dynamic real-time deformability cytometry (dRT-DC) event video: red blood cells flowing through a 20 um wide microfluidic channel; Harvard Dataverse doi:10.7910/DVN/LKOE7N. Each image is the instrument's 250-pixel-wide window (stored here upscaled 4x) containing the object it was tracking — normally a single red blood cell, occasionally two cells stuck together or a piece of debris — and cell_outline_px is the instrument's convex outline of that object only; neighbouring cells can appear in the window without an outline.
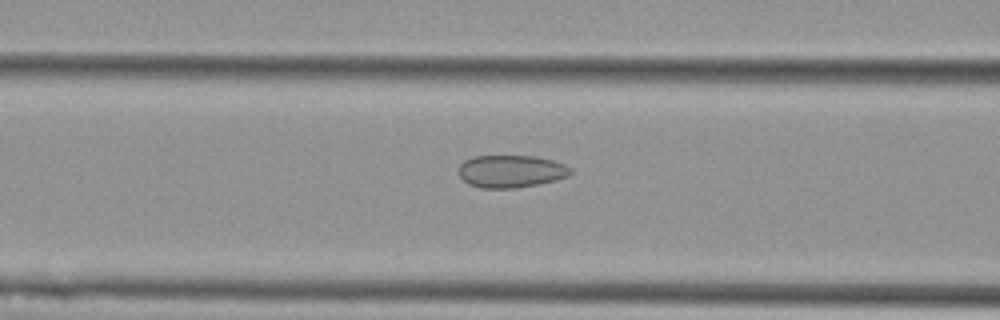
{"species": "Egyptian fruit bat (a non-hibernating species)", "species_latin": "Rousettus aegyptiacus", "temperature_condition": "cold", "stored_images_in_passage": 53, "camera_frame_rate_fps": 3000, "um_per_image_px": 0.085, "animal": {"sex": "female"}, "frame": {"image": 1, "passage_image": 22, "time_ms": 7.0, "image_size_px": [1000, 320], "cell_outline_px": [[576, 172], [568, 176], [556, 180], [516, 188], [480, 188], [468, 184], [456, 172], [460, 164], [464, 160], [472, 156], [536, 156], [552, 160], [564, 164], [572, 168]], "centroid_in_image_um": [43.43, 14.56], "position_along_channel_um": 123.2, "area_um2": 21.5}}
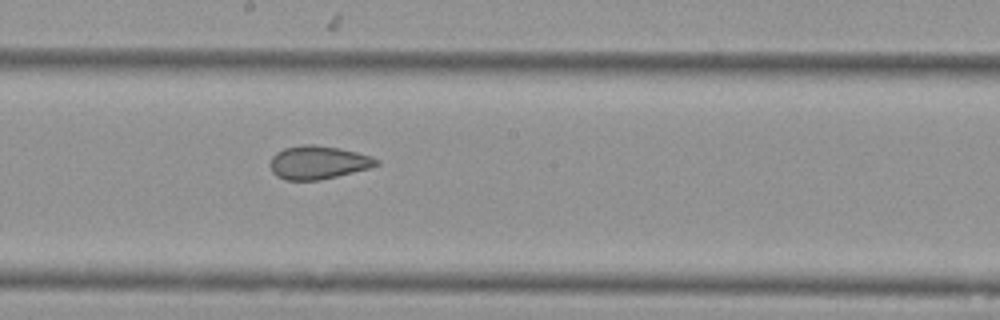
{"frame": {"image": 2, "passage_image": 30, "time_ms": 9.667, "image_size_px": [1000, 320], "cell_outline_px": [[380, 164], [368, 168], [320, 180], [284, 180], [276, 176], [272, 172], [268, 164], [272, 156], [276, 152], [284, 148], [304, 144], [316, 144], [340, 148], [372, 156], [380, 160]], "centroid_in_image_um": [27.0, 13.8], "position_along_channel_um": 221.2, "area_um2": 20.81}}
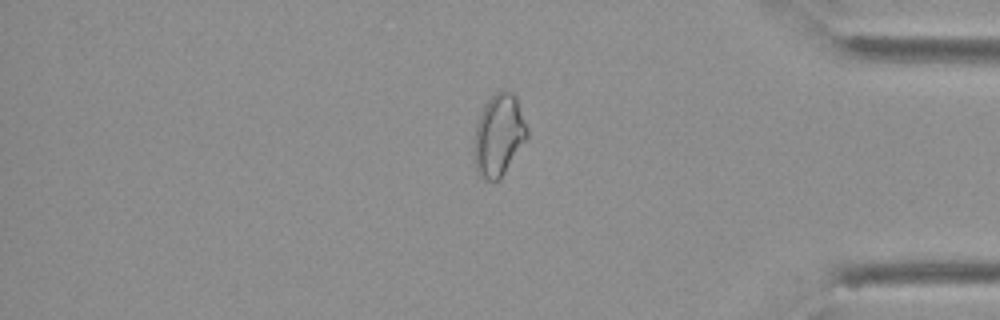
{"frame": {"image": 3, "passage_image": 46, "time_ms": 15.0, "image_size_px": [1000, 320], "cell_outline_px": [[528, 140], [504, 172], [496, 180], [488, 180], [480, 176], [476, 172], [476, 124], [480, 112], [484, 104], [500, 88], [504, 88], [512, 92], [516, 96], [528, 128]], "centroid_in_image_um": [42.45, 11.42], "position_along_channel_um": 392.8, "area_um2": 25.14}, "authors_computed_cell_mechanics": {"area_um2": 24.0448, "velocity_mm_per_s": 3.6856, "shape_relaxation_time_tau1_ms": null, "shape_relaxation_time_tau2_ms": 1.6937, "deformation_change_tau1": null, "deformation_change_tau2": 0.077}}